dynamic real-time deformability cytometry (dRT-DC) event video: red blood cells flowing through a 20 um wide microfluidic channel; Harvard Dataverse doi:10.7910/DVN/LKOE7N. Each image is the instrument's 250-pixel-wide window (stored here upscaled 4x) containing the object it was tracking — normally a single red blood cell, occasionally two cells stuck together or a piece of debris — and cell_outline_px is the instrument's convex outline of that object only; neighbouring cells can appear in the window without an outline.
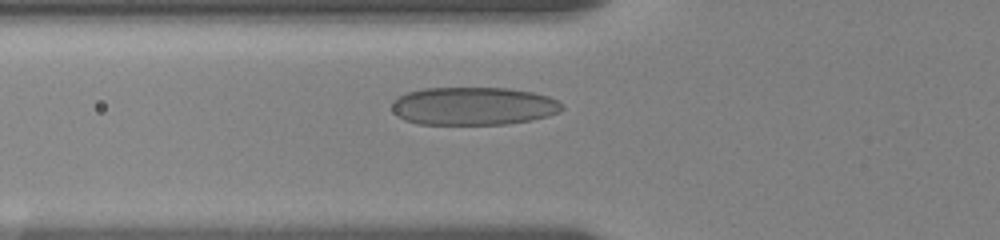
{"species": "human", "species_latin": "Homo sapiens", "temperature_condition": "room temperature", "stored_images_in_passage": 22, "camera_frame_rate_fps": 3000, "um_per_image_px": 0.085, "donor": {"sex": "female"}, "frame": {"image": 1, "passage_image": 4, "time_ms": 2.0, "image_size_px": [1000, 240], "cell_outline_px": [[564, 108], [560, 112], [548, 116], [532, 120], [504, 124], [420, 124], [404, 120], [392, 108], [392, 100], [408, 92], [424, 88], [508, 88], [532, 92], [548, 96], [564, 104]], "centroid_in_image_um": [40.28, 9.01], "position_along_channel_um": 85.5, "area_um2": 37.69}}
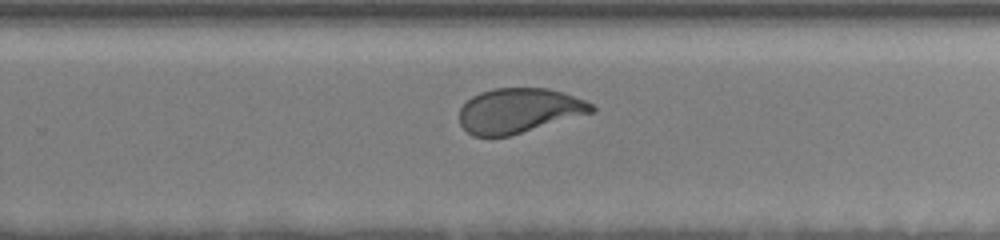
{"frame": {"image": 2, "passage_image": 13, "time_ms": 7.667, "image_size_px": [1000, 240], "cell_outline_px": [[596, 108], [592, 112], [508, 136], [472, 136], [460, 124], [460, 108], [472, 96], [480, 92], [492, 88], [548, 88], [564, 92], [584, 100], [592, 104]], "centroid_in_image_um": [44.08, 9.38], "position_along_channel_um": 285.7, "area_um2": 34.16}}
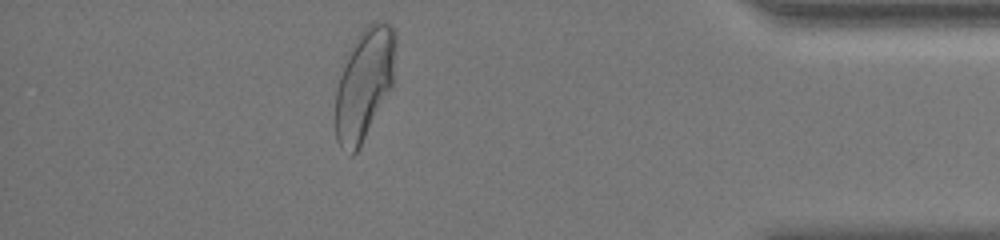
{"frame": {"image": 3, "passage_image": 20, "time_ms": 12.0, "image_size_px": [1000, 240], "cell_outline_px": [[396, 48], [392, 84], [360, 148], [352, 156], [348, 156], [340, 148], [336, 140], [336, 88], [344, 56], [356, 36], [372, 20], [384, 20], [392, 24], [396, 36]], "centroid_in_image_um": [30.94, 7.09], "position_along_channel_um": 404.3, "area_um2": 39.71}}